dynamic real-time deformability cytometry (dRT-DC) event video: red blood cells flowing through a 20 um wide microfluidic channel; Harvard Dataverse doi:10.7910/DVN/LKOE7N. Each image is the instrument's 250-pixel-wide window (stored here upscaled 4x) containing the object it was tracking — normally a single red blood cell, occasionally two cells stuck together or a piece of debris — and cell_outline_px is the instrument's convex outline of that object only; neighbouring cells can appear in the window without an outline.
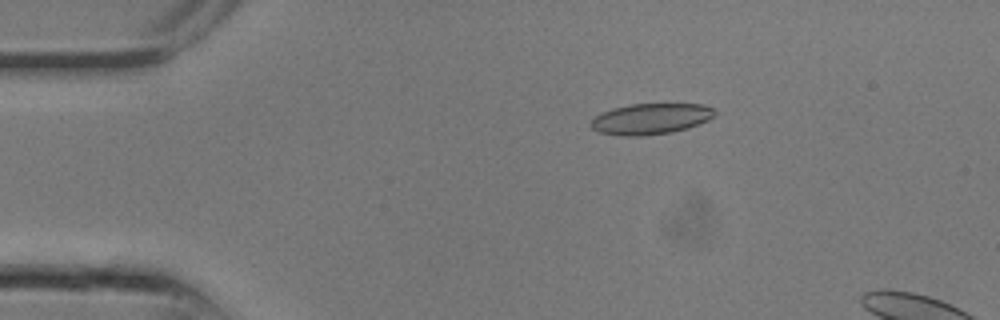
{"species": "common noctule bat (a hibernating species)", "species_latin": "Nyctalus noctula", "temperature_condition": "room temperature", "stored_images_in_passage": 7, "camera_frame_rate_fps": 3000, "um_per_image_px": 0.085, "animal": {"sex": "male", "body_mass_g": 13.3}, "frame": {"image": 1, "passage_image": 4, "time_ms": 1.0, "image_size_px": [1000, 320], "cell_outline_px": [[716, 116], [708, 120], [688, 128], [672, 132], [644, 136], [620, 136], [600, 132], [592, 128], [588, 124], [596, 116], [612, 108], [628, 104], [704, 104], [712, 108], [716, 112]], "centroid_in_image_um": [55.32, 10.1], "position_along_channel_um": 29.7, "area_um2": 22.43}}